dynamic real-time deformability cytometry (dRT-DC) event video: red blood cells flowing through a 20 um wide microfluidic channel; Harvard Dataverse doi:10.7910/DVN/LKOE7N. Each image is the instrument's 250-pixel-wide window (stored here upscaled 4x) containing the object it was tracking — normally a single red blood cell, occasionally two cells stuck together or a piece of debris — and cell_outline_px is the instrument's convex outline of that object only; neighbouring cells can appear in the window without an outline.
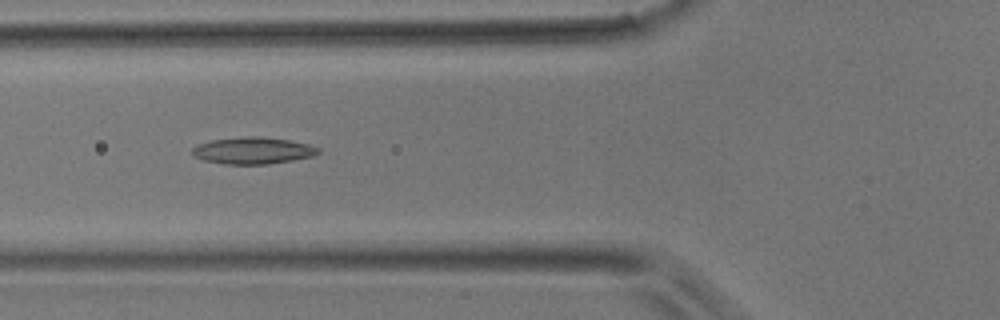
{"species": "common noctule bat (a hibernating species)", "species_latin": "Nyctalus noctula", "temperature_condition": "room temperature", "stored_images_in_passage": 3, "camera_frame_rate_fps": 3000, "um_per_image_px": 0.085, "animal": {"sex": "male", "body_mass_g": 17.9}, "frame": {"image": 1, "passage_image": 3, "time_ms": 0.667, "image_size_px": [1000, 320], "cell_outline_px": [[320, 152], [312, 156], [292, 160], [268, 164], [224, 164], [204, 160], [192, 156], [192, 148], [196, 144], [212, 140], [248, 136], [256, 136], [288, 140], [308, 144], [320, 148]], "centroid_in_image_um": [21.46, 12.8], "position_along_channel_um": 104.3, "area_um2": 19.59}}